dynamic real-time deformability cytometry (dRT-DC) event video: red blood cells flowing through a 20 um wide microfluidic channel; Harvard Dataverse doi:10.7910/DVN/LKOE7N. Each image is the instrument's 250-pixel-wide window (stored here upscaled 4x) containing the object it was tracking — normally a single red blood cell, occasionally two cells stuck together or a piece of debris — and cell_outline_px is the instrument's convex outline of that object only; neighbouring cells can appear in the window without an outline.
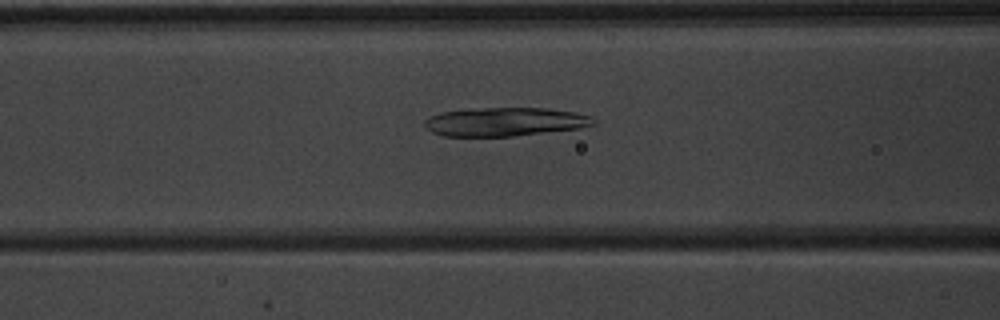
{"species": "common noctule bat (a hibernating species)", "species_latin": "Nyctalus noctula", "temperature_condition": "warm", "stored_images_in_passage": 45, "camera_frame_rate_fps": 3000, "um_per_image_px": 0.085, "animal": {"sex": "male", "body_mass_g": 20.1, "forearm_length_mm": 53.5}, "frame": {"image": 1, "passage_image": 15, "time_ms": 4.667, "image_size_px": [1000, 320], "cell_outline_px": [[596, 124], [580, 128], [512, 136], [444, 136], [432, 132], [424, 124], [424, 120], [440, 112], [484, 108], [548, 108], [576, 112], [592, 116], [596, 120]], "centroid_in_image_um": [42.98, 10.35], "position_along_channel_um": 123.6, "area_um2": 28.09}}
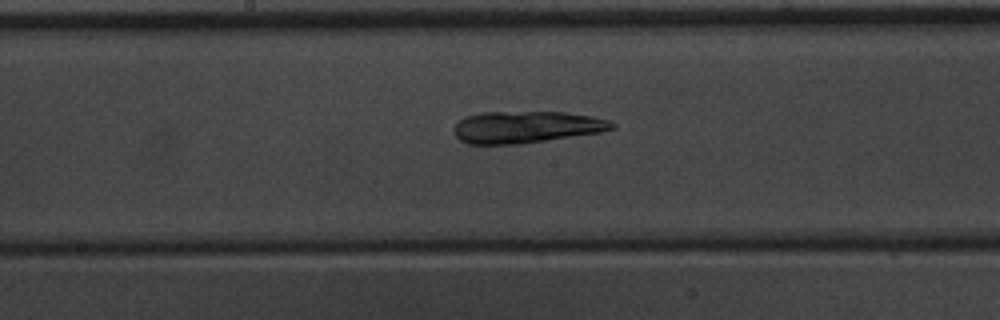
{"frame": {"image": 2, "passage_image": 21, "time_ms": 6.667, "image_size_px": [1000, 320], "cell_outline_px": [[616, 128], [600, 132], [520, 144], [468, 144], [460, 140], [456, 136], [452, 128], [464, 116], [480, 112], [564, 112], [592, 116], [608, 120], [616, 124]], "centroid_in_image_um": [44.71, 10.79], "position_along_channel_um": 203.5, "area_um2": 29.42}}
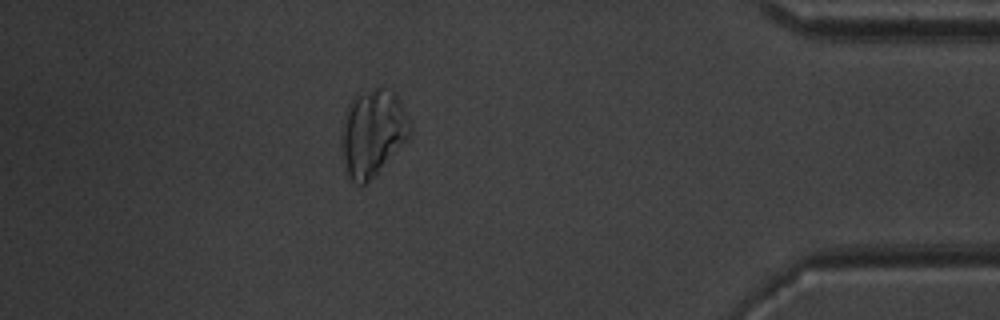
{"frame": {"image": 3, "passage_image": 39, "time_ms": 12.667, "image_size_px": [1000, 320], "cell_outline_px": [[412, 132], [376, 176], [364, 184], [356, 184], [348, 176], [344, 164], [340, 148], [340, 136], [344, 112], [352, 96], [356, 92], [380, 84], [396, 92], [412, 124]], "centroid_in_image_um": [31.65, 11.21], "position_along_channel_um": 403.5, "area_um2": 35.89}}